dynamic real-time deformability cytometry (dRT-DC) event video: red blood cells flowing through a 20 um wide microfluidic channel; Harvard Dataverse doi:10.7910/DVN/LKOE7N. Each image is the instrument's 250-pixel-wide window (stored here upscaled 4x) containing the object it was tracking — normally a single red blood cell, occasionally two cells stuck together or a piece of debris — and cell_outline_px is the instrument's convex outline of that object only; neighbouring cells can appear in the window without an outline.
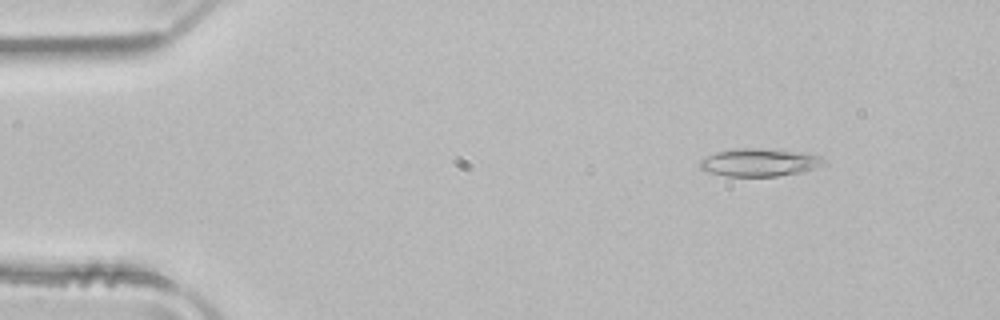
{"species": "common noctule bat (a hibernating species)", "species_latin": "Nyctalus noctula", "temperature_condition": "room temperature", "stored_images_in_passage": 50, "camera_frame_rate_fps": 3000, "um_per_image_px": 0.085, "animal": {"sex": "male", "body_mass_g": 21.5, "forearm_length_mm": 52.0}, "frame": {"image": 1, "passage_image": 6, "time_ms": 1.667, "image_size_px": [1000, 320], "cell_outline_px": [[824, 164], [816, 168], [800, 172], [776, 176], [724, 176], [708, 172], [700, 168], [700, 160], [716, 152], [736, 148], [764, 148], [808, 152], [820, 156], [824, 160]], "centroid_in_image_um": [64.57, 13.79], "position_along_channel_um": 20.4, "area_um2": 20.23}}
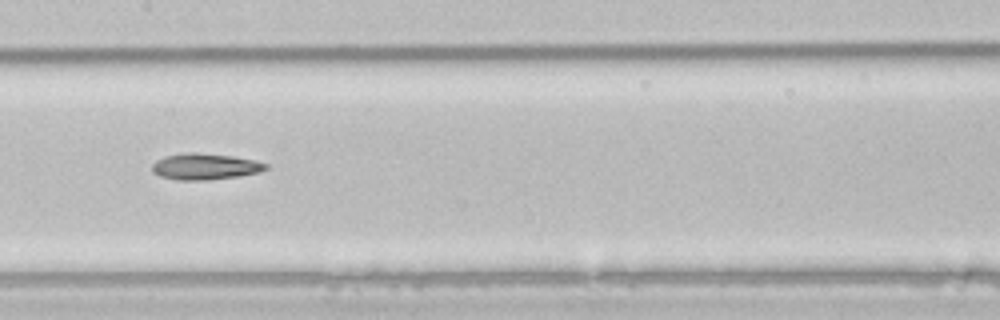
{"frame": {"image": 2, "passage_image": 25, "time_ms": 8.0, "image_size_px": [1000, 320], "cell_outline_px": [[268, 168], [260, 172], [240, 176], [208, 180], [176, 180], [160, 176], [152, 172], [152, 164], [156, 160], [164, 156], [184, 152], [196, 152], [232, 156], [256, 160], [268, 164]], "centroid_in_image_um": [17.42, 14.15], "position_along_channel_um": 190.0, "area_um2": 17.63}}
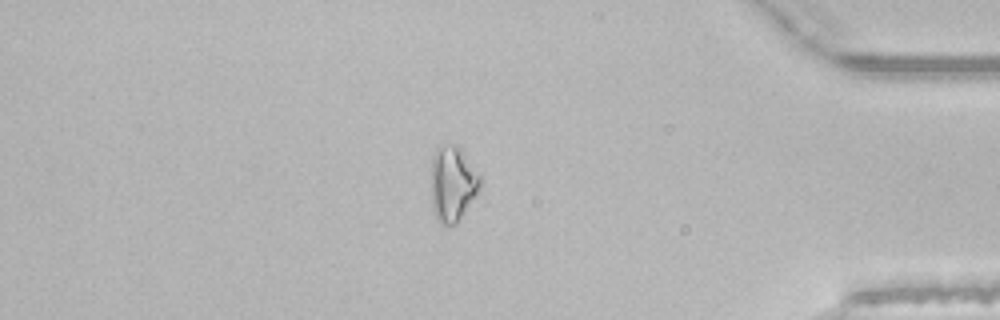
{"frame": {"image": 3, "passage_image": 43, "time_ms": 14.0, "image_size_px": [1000, 320], "cell_outline_px": [[484, 180], [480, 188], [456, 224], [440, 224], [432, 212], [432, 156], [436, 148], [444, 144], [456, 144], [460, 148]], "centroid_in_image_um": [38.48, 15.6], "position_along_channel_um": 396.7, "area_um2": 21.56}}